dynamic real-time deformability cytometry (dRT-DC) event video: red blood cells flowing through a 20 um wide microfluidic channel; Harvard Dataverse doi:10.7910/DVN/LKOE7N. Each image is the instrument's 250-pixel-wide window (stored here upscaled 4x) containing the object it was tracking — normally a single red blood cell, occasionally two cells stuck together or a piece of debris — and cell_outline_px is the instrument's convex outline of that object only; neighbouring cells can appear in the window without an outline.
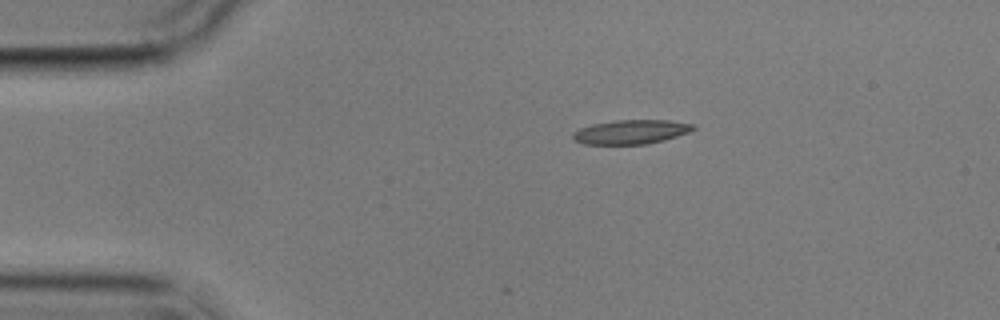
{"species": "common noctule bat (a hibernating species)", "species_latin": "Nyctalus noctula", "temperature_condition": "cold", "stored_images_in_passage": 6, "camera_frame_rate_fps": 3000, "um_per_image_px": 0.085, "animal": {"sex": "male", "body_mass_g": 17.9}, "frame": {"image": 1, "passage_image": 1, "time_ms": 0.0, "image_size_px": [1000, 320], "cell_outline_px": [[696, 128], [688, 132], [664, 140], [648, 144], [584, 144], [572, 140], [572, 132], [580, 128], [592, 124], [616, 120], [668, 120], [696, 124]], "centroid_in_image_um": [53.62, 11.21], "position_along_channel_um": 31.4, "area_um2": 17.05}}
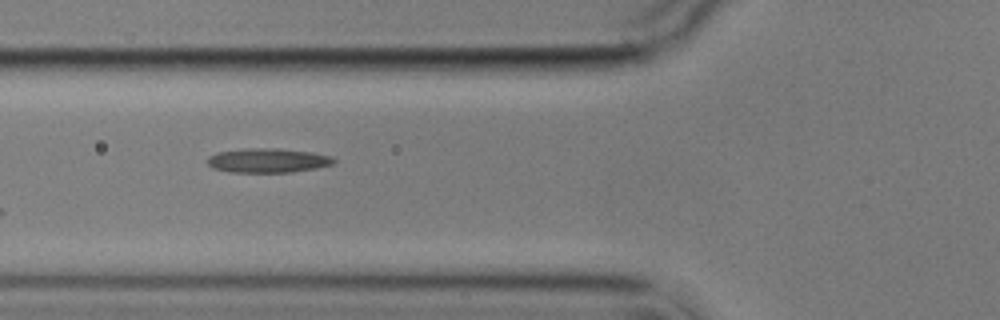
{"frame": {"image": 2, "passage_image": 3, "time_ms": 3.333, "image_size_px": [1000, 320], "cell_outline_px": [[336, 160], [332, 164], [316, 168], [292, 172], [228, 172], [212, 168], [208, 164], [208, 156], [216, 152], [248, 148], [280, 148], [312, 152], [332, 156]], "centroid_in_image_um": [22.75, 13.63], "position_along_channel_um": 103.0, "area_um2": 18.03}}
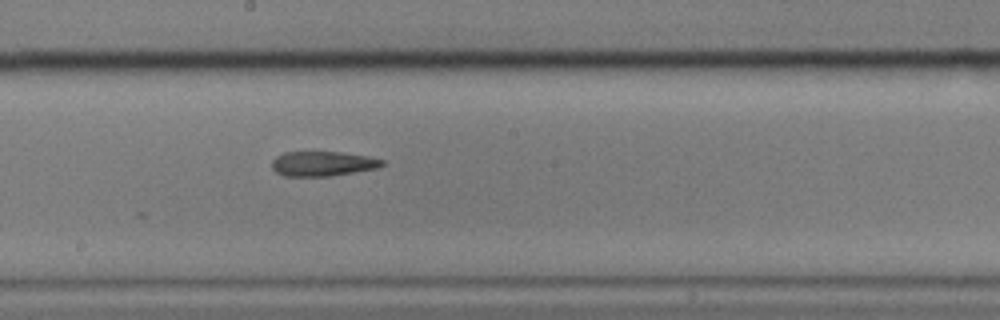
{"frame": {"image": 3, "passage_image": 6, "time_ms": 6.667, "image_size_px": [1000, 320], "cell_outline_px": [[384, 164], [376, 168], [332, 176], [284, 176], [276, 172], [272, 168], [272, 160], [276, 156], [284, 152], [340, 152], [368, 156], [384, 160]], "centroid_in_image_um": [27.41, 13.91], "position_along_channel_um": 220.8, "area_um2": 15.9}}